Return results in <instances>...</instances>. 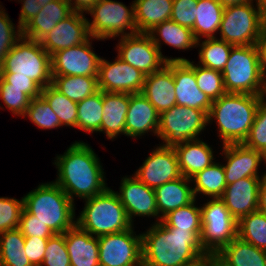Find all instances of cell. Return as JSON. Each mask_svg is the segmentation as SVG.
Here are the masks:
<instances>
[{"mask_svg":"<svg viewBox=\"0 0 266 266\" xmlns=\"http://www.w3.org/2000/svg\"><path fill=\"white\" fill-rule=\"evenodd\" d=\"M54 181L74 203L103 193L108 187L100 159L88 143L75 141L63 155H57Z\"/></svg>","mask_w":266,"mask_h":266,"instance_id":"6da1fadb","label":"cell"},{"mask_svg":"<svg viewBox=\"0 0 266 266\" xmlns=\"http://www.w3.org/2000/svg\"><path fill=\"white\" fill-rule=\"evenodd\" d=\"M142 236L143 266H181L207 253L194 231L154 223Z\"/></svg>","mask_w":266,"mask_h":266,"instance_id":"7a4b0ae2","label":"cell"},{"mask_svg":"<svg viewBox=\"0 0 266 266\" xmlns=\"http://www.w3.org/2000/svg\"><path fill=\"white\" fill-rule=\"evenodd\" d=\"M263 98L264 95L226 93L213 101L208 124L216 119L222 145L241 144L247 139Z\"/></svg>","mask_w":266,"mask_h":266,"instance_id":"3957f363","label":"cell"},{"mask_svg":"<svg viewBox=\"0 0 266 266\" xmlns=\"http://www.w3.org/2000/svg\"><path fill=\"white\" fill-rule=\"evenodd\" d=\"M23 208L54 234L65 233L76 225L75 204L53 181L39 184L23 196Z\"/></svg>","mask_w":266,"mask_h":266,"instance_id":"277c9868","label":"cell"},{"mask_svg":"<svg viewBox=\"0 0 266 266\" xmlns=\"http://www.w3.org/2000/svg\"><path fill=\"white\" fill-rule=\"evenodd\" d=\"M84 204L76 225L92 236L118 233L133 226L119 197L109 187L103 193L85 199Z\"/></svg>","mask_w":266,"mask_h":266,"instance_id":"5b68a950","label":"cell"},{"mask_svg":"<svg viewBox=\"0 0 266 266\" xmlns=\"http://www.w3.org/2000/svg\"><path fill=\"white\" fill-rule=\"evenodd\" d=\"M227 93L264 95L266 79L256 45L233 46L222 71Z\"/></svg>","mask_w":266,"mask_h":266,"instance_id":"8992f818","label":"cell"},{"mask_svg":"<svg viewBox=\"0 0 266 266\" xmlns=\"http://www.w3.org/2000/svg\"><path fill=\"white\" fill-rule=\"evenodd\" d=\"M1 76H22L41 89L52 84L51 56L40 43L21 37L1 63Z\"/></svg>","mask_w":266,"mask_h":266,"instance_id":"52a82bcc","label":"cell"},{"mask_svg":"<svg viewBox=\"0 0 266 266\" xmlns=\"http://www.w3.org/2000/svg\"><path fill=\"white\" fill-rule=\"evenodd\" d=\"M93 18L88 20L90 35L96 40L130 36L138 33L135 23L134 1L128 8L113 0H98L87 12ZM130 32H126V30Z\"/></svg>","mask_w":266,"mask_h":266,"instance_id":"ba28073f","label":"cell"},{"mask_svg":"<svg viewBox=\"0 0 266 266\" xmlns=\"http://www.w3.org/2000/svg\"><path fill=\"white\" fill-rule=\"evenodd\" d=\"M207 125L208 115L203 110L176 105L160 114L157 138L164 141L163 146L175 147L200 139Z\"/></svg>","mask_w":266,"mask_h":266,"instance_id":"9c48e42d","label":"cell"},{"mask_svg":"<svg viewBox=\"0 0 266 266\" xmlns=\"http://www.w3.org/2000/svg\"><path fill=\"white\" fill-rule=\"evenodd\" d=\"M254 2L224 7L220 39L234 46L255 45L262 34L263 17Z\"/></svg>","mask_w":266,"mask_h":266,"instance_id":"30bf717a","label":"cell"},{"mask_svg":"<svg viewBox=\"0 0 266 266\" xmlns=\"http://www.w3.org/2000/svg\"><path fill=\"white\" fill-rule=\"evenodd\" d=\"M201 208L200 243L206 253L216 255L237 236V221L220 199L207 200Z\"/></svg>","mask_w":266,"mask_h":266,"instance_id":"8fae6325","label":"cell"},{"mask_svg":"<svg viewBox=\"0 0 266 266\" xmlns=\"http://www.w3.org/2000/svg\"><path fill=\"white\" fill-rule=\"evenodd\" d=\"M118 57L145 75L161 70L169 61H186V58H169L153 43L147 33L119 37Z\"/></svg>","mask_w":266,"mask_h":266,"instance_id":"7c38bea8","label":"cell"},{"mask_svg":"<svg viewBox=\"0 0 266 266\" xmlns=\"http://www.w3.org/2000/svg\"><path fill=\"white\" fill-rule=\"evenodd\" d=\"M133 228L98 237L99 266H143L142 236Z\"/></svg>","mask_w":266,"mask_h":266,"instance_id":"4fadbf2b","label":"cell"},{"mask_svg":"<svg viewBox=\"0 0 266 266\" xmlns=\"http://www.w3.org/2000/svg\"><path fill=\"white\" fill-rule=\"evenodd\" d=\"M91 36L84 43L55 52L51 55L52 76L98 77L101 57L92 49ZM91 40V42H90Z\"/></svg>","mask_w":266,"mask_h":266,"instance_id":"5bb4252c","label":"cell"},{"mask_svg":"<svg viewBox=\"0 0 266 266\" xmlns=\"http://www.w3.org/2000/svg\"><path fill=\"white\" fill-rule=\"evenodd\" d=\"M146 75L121 60L114 62L101 58L98 73V87L103 92L141 93Z\"/></svg>","mask_w":266,"mask_h":266,"instance_id":"9a60e30c","label":"cell"},{"mask_svg":"<svg viewBox=\"0 0 266 266\" xmlns=\"http://www.w3.org/2000/svg\"><path fill=\"white\" fill-rule=\"evenodd\" d=\"M134 176L152 189L181 177L174 147L162 144L157 146L137 169Z\"/></svg>","mask_w":266,"mask_h":266,"instance_id":"2e32d148","label":"cell"},{"mask_svg":"<svg viewBox=\"0 0 266 266\" xmlns=\"http://www.w3.org/2000/svg\"><path fill=\"white\" fill-rule=\"evenodd\" d=\"M124 206L130 222L133 224L135 216L156 217L162 219L158 214L157 202L154 189L149 188L134 175L133 177H123L120 182L119 192H115Z\"/></svg>","mask_w":266,"mask_h":266,"instance_id":"e0dca14e","label":"cell"},{"mask_svg":"<svg viewBox=\"0 0 266 266\" xmlns=\"http://www.w3.org/2000/svg\"><path fill=\"white\" fill-rule=\"evenodd\" d=\"M90 37L88 19L83 13L73 12L61 20L39 43L51 56L57 51L80 45Z\"/></svg>","mask_w":266,"mask_h":266,"instance_id":"ac0fdd59","label":"cell"},{"mask_svg":"<svg viewBox=\"0 0 266 266\" xmlns=\"http://www.w3.org/2000/svg\"><path fill=\"white\" fill-rule=\"evenodd\" d=\"M264 177L265 174L261 177H245L226 186L220 199L236 221L258 210L259 187Z\"/></svg>","mask_w":266,"mask_h":266,"instance_id":"d6986e66","label":"cell"},{"mask_svg":"<svg viewBox=\"0 0 266 266\" xmlns=\"http://www.w3.org/2000/svg\"><path fill=\"white\" fill-rule=\"evenodd\" d=\"M176 105L203 110L207 115L213 101L196 82L194 70L185 61H173Z\"/></svg>","mask_w":266,"mask_h":266,"instance_id":"ffe728a7","label":"cell"},{"mask_svg":"<svg viewBox=\"0 0 266 266\" xmlns=\"http://www.w3.org/2000/svg\"><path fill=\"white\" fill-rule=\"evenodd\" d=\"M226 163L224 172L227 185L245 177H260L258 166L263 161V154L241 144L223 145Z\"/></svg>","mask_w":266,"mask_h":266,"instance_id":"44dd1931","label":"cell"},{"mask_svg":"<svg viewBox=\"0 0 266 266\" xmlns=\"http://www.w3.org/2000/svg\"><path fill=\"white\" fill-rule=\"evenodd\" d=\"M160 113L142 93L130 94L125 120V136L138 138L148 132L157 136Z\"/></svg>","mask_w":266,"mask_h":266,"instance_id":"7402d4cb","label":"cell"},{"mask_svg":"<svg viewBox=\"0 0 266 266\" xmlns=\"http://www.w3.org/2000/svg\"><path fill=\"white\" fill-rule=\"evenodd\" d=\"M141 93L160 114L176 106L173 61L167 62L161 70L146 75Z\"/></svg>","mask_w":266,"mask_h":266,"instance_id":"603a6c76","label":"cell"},{"mask_svg":"<svg viewBox=\"0 0 266 266\" xmlns=\"http://www.w3.org/2000/svg\"><path fill=\"white\" fill-rule=\"evenodd\" d=\"M64 235L71 266H99L98 237L77 225Z\"/></svg>","mask_w":266,"mask_h":266,"instance_id":"cb8c5ba5","label":"cell"},{"mask_svg":"<svg viewBox=\"0 0 266 266\" xmlns=\"http://www.w3.org/2000/svg\"><path fill=\"white\" fill-rule=\"evenodd\" d=\"M72 13L66 0L49 2L22 28V36L39 42L61 20L66 19Z\"/></svg>","mask_w":266,"mask_h":266,"instance_id":"d4e9b609","label":"cell"},{"mask_svg":"<svg viewBox=\"0 0 266 266\" xmlns=\"http://www.w3.org/2000/svg\"><path fill=\"white\" fill-rule=\"evenodd\" d=\"M214 256L217 266H266V251L238 236Z\"/></svg>","mask_w":266,"mask_h":266,"instance_id":"484cf974","label":"cell"},{"mask_svg":"<svg viewBox=\"0 0 266 266\" xmlns=\"http://www.w3.org/2000/svg\"><path fill=\"white\" fill-rule=\"evenodd\" d=\"M130 101V94L103 92V115L101 132L113 140L118 135H125V120Z\"/></svg>","mask_w":266,"mask_h":266,"instance_id":"4316f807","label":"cell"},{"mask_svg":"<svg viewBox=\"0 0 266 266\" xmlns=\"http://www.w3.org/2000/svg\"><path fill=\"white\" fill-rule=\"evenodd\" d=\"M181 174L191 178L214 163L213 149L206 142L196 139L174 147Z\"/></svg>","mask_w":266,"mask_h":266,"instance_id":"83f0119b","label":"cell"},{"mask_svg":"<svg viewBox=\"0 0 266 266\" xmlns=\"http://www.w3.org/2000/svg\"><path fill=\"white\" fill-rule=\"evenodd\" d=\"M191 180L183 175L154 189L158 214L162 219L169 212L191 203L195 196L189 185Z\"/></svg>","mask_w":266,"mask_h":266,"instance_id":"f1b7e54d","label":"cell"},{"mask_svg":"<svg viewBox=\"0 0 266 266\" xmlns=\"http://www.w3.org/2000/svg\"><path fill=\"white\" fill-rule=\"evenodd\" d=\"M173 0H134L138 33H148L160 23L170 20Z\"/></svg>","mask_w":266,"mask_h":266,"instance_id":"f546056e","label":"cell"},{"mask_svg":"<svg viewBox=\"0 0 266 266\" xmlns=\"http://www.w3.org/2000/svg\"><path fill=\"white\" fill-rule=\"evenodd\" d=\"M161 52V44L165 43L175 49L186 50L196 47V39L192 29L179 25L173 20H166L147 33ZM163 40L161 43V40Z\"/></svg>","mask_w":266,"mask_h":266,"instance_id":"4dcf8cb0","label":"cell"},{"mask_svg":"<svg viewBox=\"0 0 266 266\" xmlns=\"http://www.w3.org/2000/svg\"><path fill=\"white\" fill-rule=\"evenodd\" d=\"M196 8V19L192 28L195 39L216 37V31L218 33L220 30L224 7L217 0H198Z\"/></svg>","mask_w":266,"mask_h":266,"instance_id":"1f68e13d","label":"cell"},{"mask_svg":"<svg viewBox=\"0 0 266 266\" xmlns=\"http://www.w3.org/2000/svg\"><path fill=\"white\" fill-rule=\"evenodd\" d=\"M193 182V194H203L209 198H221L227 186L224 166L220 162L212 163L203 171L196 173L190 178Z\"/></svg>","mask_w":266,"mask_h":266,"instance_id":"d6a6232c","label":"cell"},{"mask_svg":"<svg viewBox=\"0 0 266 266\" xmlns=\"http://www.w3.org/2000/svg\"><path fill=\"white\" fill-rule=\"evenodd\" d=\"M52 85L75 102H80L99 91L98 77L52 76Z\"/></svg>","mask_w":266,"mask_h":266,"instance_id":"836d02e7","label":"cell"},{"mask_svg":"<svg viewBox=\"0 0 266 266\" xmlns=\"http://www.w3.org/2000/svg\"><path fill=\"white\" fill-rule=\"evenodd\" d=\"M77 128L88 133L101 132L103 91L99 90L77 102Z\"/></svg>","mask_w":266,"mask_h":266,"instance_id":"e575fe53","label":"cell"},{"mask_svg":"<svg viewBox=\"0 0 266 266\" xmlns=\"http://www.w3.org/2000/svg\"><path fill=\"white\" fill-rule=\"evenodd\" d=\"M200 42L201 39L196 41V47H201L198 53L199 65L222 72L234 45L216 37Z\"/></svg>","mask_w":266,"mask_h":266,"instance_id":"d590c367","label":"cell"},{"mask_svg":"<svg viewBox=\"0 0 266 266\" xmlns=\"http://www.w3.org/2000/svg\"><path fill=\"white\" fill-rule=\"evenodd\" d=\"M195 203L196 198L191 203L166 214L161 222L166 227H173L176 228V230L194 231L201 238V208Z\"/></svg>","mask_w":266,"mask_h":266,"instance_id":"8d00e7d4","label":"cell"},{"mask_svg":"<svg viewBox=\"0 0 266 266\" xmlns=\"http://www.w3.org/2000/svg\"><path fill=\"white\" fill-rule=\"evenodd\" d=\"M237 236L266 251V215L256 210L237 221Z\"/></svg>","mask_w":266,"mask_h":266,"instance_id":"74e56055","label":"cell"},{"mask_svg":"<svg viewBox=\"0 0 266 266\" xmlns=\"http://www.w3.org/2000/svg\"><path fill=\"white\" fill-rule=\"evenodd\" d=\"M41 96L58 116L62 126L75 127L77 129V102L67 98L52 84L42 89Z\"/></svg>","mask_w":266,"mask_h":266,"instance_id":"f35d334b","label":"cell"},{"mask_svg":"<svg viewBox=\"0 0 266 266\" xmlns=\"http://www.w3.org/2000/svg\"><path fill=\"white\" fill-rule=\"evenodd\" d=\"M185 62L194 70L199 89L212 101L227 93L224 88L222 72L194 64L188 59Z\"/></svg>","mask_w":266,"mask_h":266,"instance_id":"ab89813d","label":"cell"},{"mask_svg":"<svg viewBox=\"0 0 266 266\" xmlns=\"http://www.w3.org/2000/svg\"><path fill=\"white\" fill-rule=\"evenodd\" d=\"M28 117L33 124L40 129H54L61 127L60 120L52 110L47 101L42 97H36L30 100L24 118Z\"/></svg>","mask_w":266,"mask_h":266,"instance_id":"60d3db41","label":"cell"},{"mask_svg":"<svg viewBox=\"0 0 266 266\" xmlns=\"http://www.w3.org/2000/svg\"><path fill=\"white\" fill-rule=\"evenodd\" d=\"M243 144L264 154L266 151V100L263 98L257 107L250 133Z\"/></svg>","mask_w":266,"mask_h":266,"instance_id":"b9f144b4","label":"cell"},{"mask_svg":"<svg viewBox=\"0 0 266 266\" xmlns=\"http://www.w3.org/2000/svg\"><path fill=\"white\" fill-rule=\"evenodd\" d=\"M40 266H71L64 233L54 234L48 238Z\"/></svg>","mask_w":266,"mask_h":266,"instance_id":"7bdbcfd3","label":"cell"},{"mask_svg":"<svg viewBox=\"0 0 266 266\" xmlns=\"http://www.w3.org/2000/svg\"><path fill=\"white\" fill-rule=\"evenodd\" d=\"M0 5V63L3 62L6 55L22 37V29H15V24L8 17L9 15L3 10Z\"/></svg>","mask_w":266,"mask_h":266,"instance_id":"ee69618b","label":"cell"},{"mask_svg":"<svg viewBox=\"0 0 266 266\" xmlns=\"http://www.w3.org/2000/svg\"><path fill=\"white\" fill-rule=\"evenodd\" d=\"M22 210L23 197H0V233L18 228Z\"/></svg>","mask_w":266,"mask_h":266,"instance_id":"f6af8a7d","label":"cell"},{"mask_svg":"<svg viewBox=\"0 0 266 266\" xmlns=\"http://www.w3.org/2000/svg\"><path fill=\"white\" fill-rule=\"evenodd\" d=\"M0 100L12 114L24 117L31 99L22 92V89L0 88Z\"/></svg>","mask_w":266,"mask_h":266,"instance_id":"bcb514c9","label":"cell"},{"mask_svg":"<svg viewBox=\"0 0 266 266\" xmlns=\"http://www.w3.org/2000/svg\"><path fill=\"white\" fill-rule=\"evenodd\" d=\"M198 0H173L171 20L192 29L196 19Z\"/></svg>","mask_w":266,"mask_h":266,"instance_id":"7dc6e473","label":"cell"},{"mask_svg":"<svg viewBox=\"0 0 266 266\" xmlns=\"http://www.w3.org/2000/svg\"><path fill=\"white\" fill-rule=\"evenodd\" d=\"M18 229L24 237L49 238L54 235L47 225H44L36 219V216L28 213L24 208L21 212Z\"/></svg>","mask_w":266,"mask_h":266,"instance_id":"c3c4849f","label":"cell"},{"mask_svg":"<svg viewBox=\"0 0 266 266\" xmlns=\"http://www.w3.org/2000/svg\"><path fill=\"white\" fill-rule=\"evenodd\" d=\"M0 88L22 89L30 99L41 96L42 89L30 78L22 76H1Z\"/></svg>","mask_w":266,"mask_h":266,"instance_id":"681fc988","label":"cell"},{"mask_svg":"<svg viewBox=\"0 0 266 266\" xmlns=\"http://www.w3.org/2000/svg\"><path fill=\"white\" fill-rule=\"evenodd\" d=\"M25 237L18 228L0 233V254H15L24 250Z\"/></svg>","mask_w":266,"mask_h":266,"instance_id":"f907efd6","label":"cell"},{"mask_svg":"<svg viewBox=\"0 0 266 266\" xmlns=\"http://www.w3.org/2000/svg\"><path fill=\"white\" fill-rule=\"evenodd\" d=\"M48 238L25 237L24 252L33 266H40L43 262Z\"/></svg>","mask_w":266,"mask_h":266,"instance_id":"816d5d0a","label":"cell"},{"mask_svg":"<svg viewBox=\"0 0 266 266\" xmlns=\"http://www.w3.org/2000/svg\"><path fill=\"white\" fill-rule=\"evenodd\" d=\"M19 1V0H18ZM22 3L21 12L19 14L18 27L21 29L42 9L44 5L54 0H20Z\"/></svg>","mask_w":266,"mask_h":266,"instance_id":"f5cc1de1","label":"cell"},{"mask_svg":"<svg viewBox=\"0 0 266 266\" xmlns=\"http://www.w3.org/2000/svg\"><path fill=\"white\" fill-rule=\"evenodd\" d=\"M0 266H33L25 252L0 254Z\"/></svg>","mask_w":266,"mask_h":266,"instance_id":"db71d44e","label":"cell"},{"mask_svg":"<svg viewBox=\"0 0 266 266\" xmlns=\"http://www.w3.org/2000/svg\"><path fill=\"white\" fill-rule=\"evenodd\" d=\"M257 47L259 62L261 66V71L266 79V35L262 32L261 36L258 38L257 43L255 44Z\"/></svg>","mask_w":266,"mask_h":266,"instance_id":"11a10c76","label":"cell"},{"mask_svg":"<svg viewBox=\"0 0 266 266\" xmlns=\"http://www.w3.org/2000/svg\"><path fill=\"white\" fill-rule=\"evenodd\" d=\"M73 12L87 13L98 0H66Z\"/></svg>","mask_w":266,"mask_h":266,"instance_id":"9f6ffc18","label":"cell"},{"mask_svg":"<svg viewBox=\"0 0 266 266\" xmlns=\"http://www.w3.org/2000/svg\"><path fill=\"white\" fill-rule=\"evenodd\" d=\"M214 265H215V256L207 253L205 256H201L197 260H194L190 263L181 266H214Z\"/></svg>","mask_w":266,"mask_h":266,"instance_id":"6f0895ef","label":"cell"},{"mask_svg":"<svg viewBox=\"0 0 266 266\" xmlns=\"http://www.w3.org/2000/svg\"><path fill=\"white\" fill-rule=\"evenodd\" d=\"M258 210L266 215V177L262 179L259 187Z\"/></svg>","mask_w":266,"mask_h":266,"instance_id":"680465c9","label":"cell"},{"mask_svg":"<svg viewBox=\"0 0 266 266\" xmlns=\"http://www.w3.org/2000/svg\"><path fill=\"white\" fill-rule=\"evenodd\" d=\"M223 7L238 5L246 2H253L254 0H217Z\"/></svg>","mask_w":266,"mask_h":266,"instance_id":"91938a15","label":"cell"},{"mask_svg":"<svg viewBox=\"0 0 266 266\" xmlns=\"http://www.w3.org/2000/svg\"><path fill=\"white\" fill-rule=\"evenodd\" d=\"M255 1H256L255 7L259 9L262 17L266 16V0H255Z\"/></svg>","mask_w":266,"mask_h":266,"instance_id":"94428289","label":"cell"},{"mask_svg":"<svg viewBox=\"0 0 266 266\" xmlns=\"http://www.w3.org/2000/svg\"><path fill=\"white\" fill-rule=\"evenodd\" d=\"M262 32L266 35V16L263 17Z\"/></svg>","mask_w":266,"mask_h":266,"instance_id":"6125c7cd","label":"cell"},{"mask_svg":"<svg viewBox=\"0 0 266 266\" xmlns=\"http://www.w3.org/2000/svg\"><path fill=\"white\" fill-rule=\"evenodd\" d=\"M263 161H264V163H266V151L263 154ZM264 174L266 175V173H264Z\"/></svg>","mask_w":266,"mask_h":266,"instance_id":"be15d7a7","label":"cell"},{"mask_svg":"<svg viewBox=\"0 0 266 266\" xmlns=\"http://www.w3.org/2000/svg\"><path fill=\"white\" fill-rule=\"evenodd\" d=\"M264 98L266 99V86H265V93H264Z\"/></svg>","mask_w":266,"mask_h":266,"instance_id":"e7e4bbea","label":"cell"}]
</instances>
